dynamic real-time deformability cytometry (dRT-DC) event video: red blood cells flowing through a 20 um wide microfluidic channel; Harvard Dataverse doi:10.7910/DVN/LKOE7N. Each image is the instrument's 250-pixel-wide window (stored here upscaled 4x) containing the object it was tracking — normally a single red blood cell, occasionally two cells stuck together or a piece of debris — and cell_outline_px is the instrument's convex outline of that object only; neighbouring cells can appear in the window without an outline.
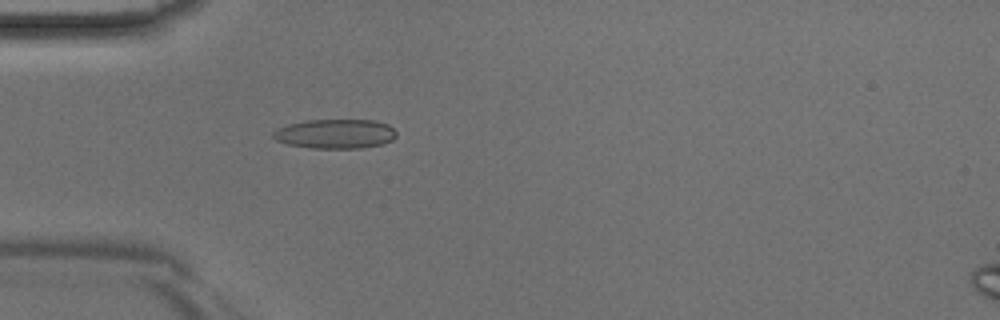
{"species": "Egyptian fruit bat (a non-hibernating species)", "species_latin": "Rousettus aegyptiacus", "temperature_condition": "room temperature", "stored_images_in_passage": 43, "camera_frame_rate_fps": 3000, "um_per_image_px": 0.085, "animal": {"sex": "male"}, "frame": {"image": 1, "passage_image": 12, "time_ms": 3.667, "image_size_px": [1000, 320], "cell_outline_px": [[396, 136], [392, 140], [380, 144], [360, 148], [312, 148], [288, 144], [276, 140], [272, 136], [272, 132], [276, 128], [288, 124], [308, 120], [376, 120], [388, 124], [396, 132]], "centroid_in_image_um": [28.48, 11.37], "position_along_channel_um": 56.5, "area_um2": 21.1}}
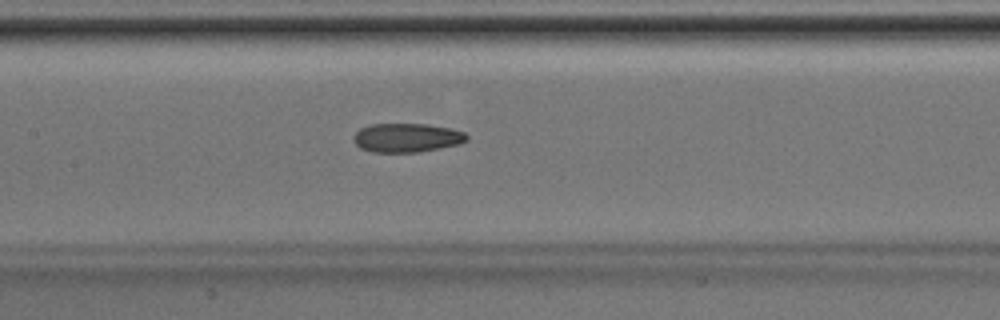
{"frame": {"image": 2, "passage_image": 20, "time_ms": 6.333, "image_size_px": [1000, 320], "cell_outline_px": [[468, 140], [460, 144], [420, 152], [372, 152], [360, 148], [352, 140], [352, 136], [360, 128], [368, 124], [428, 124], [448, 128], [464, 132], [468, 136]], "centroid_in_image_um": [34.55, 11.71], "position_along_channel_um": 172.8, "area_um2": 19.25}}
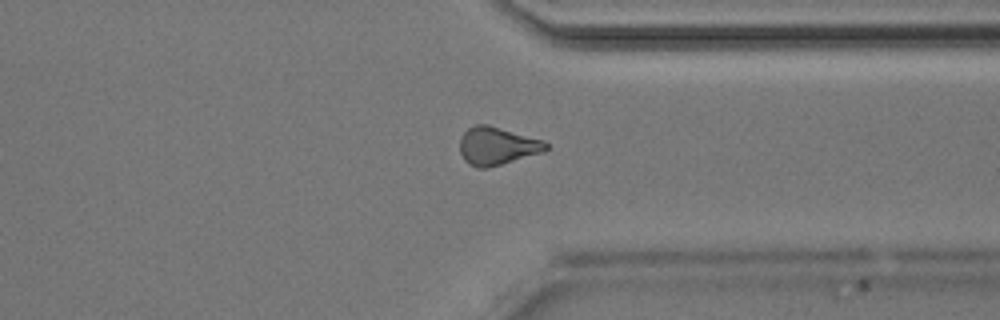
{"frame": {"image": 3, "passage_image": 33, "time_ms": 10.667, "image_size_px": [1000, 320], "cell_outline_px": [[548, 148], [544, 152], [488, 168], [476, 168], [468, 164], [464, 160], [460, 152], [460, 136], [468, 128], [476, 124], [488, 124], [544, 140], [548, 144]], "centroid_in_image_um": [42.25, 12.41], "position_along_channel_um": 369.2, "area_um2": 19.25}}